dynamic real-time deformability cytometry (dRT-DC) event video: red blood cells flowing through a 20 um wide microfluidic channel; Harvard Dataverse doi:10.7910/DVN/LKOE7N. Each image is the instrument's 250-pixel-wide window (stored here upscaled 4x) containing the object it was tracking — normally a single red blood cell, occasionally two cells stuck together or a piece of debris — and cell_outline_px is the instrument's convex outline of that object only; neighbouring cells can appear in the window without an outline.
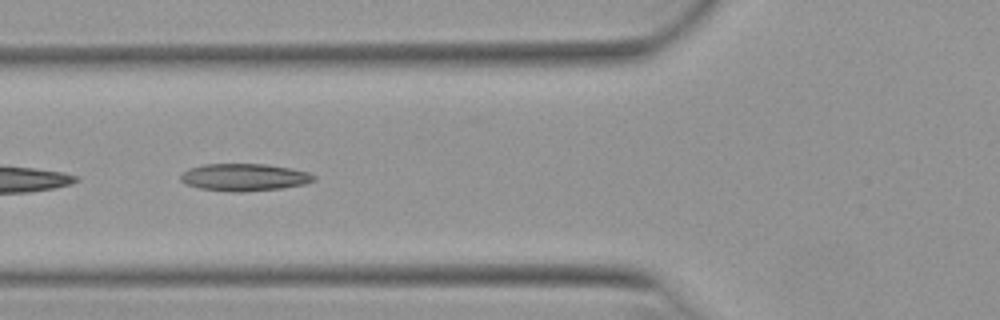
{"species": "Egyptian fruit bat (a non-hibernating species)", "species_latin": "Rousettus aegyptiacus", "temperature_condition": "warm", "stored_images_in_passage": 10, "camera_frame_rate_fps": 3000, "um_per_image_px": 0.085, "animal": {"sex": "female"}, "frame": {"image": 1, "passage_image": 5, "time_ms": 1.333, "image_size_px": [1000, 320], "cell_outline_px": [[316, 180], [304, 184], [280, 188], [244, 192], [232, 192], [200, 188], [184, 184], [180, 180], [180, 176], [188, 168], [204, 164], [268, 164], [308, 172], [316, 176]], "centroid_in_image_um": [20.74, 15.07], "position_along_channel_um": 105.1, "area_um2": 21.21}}